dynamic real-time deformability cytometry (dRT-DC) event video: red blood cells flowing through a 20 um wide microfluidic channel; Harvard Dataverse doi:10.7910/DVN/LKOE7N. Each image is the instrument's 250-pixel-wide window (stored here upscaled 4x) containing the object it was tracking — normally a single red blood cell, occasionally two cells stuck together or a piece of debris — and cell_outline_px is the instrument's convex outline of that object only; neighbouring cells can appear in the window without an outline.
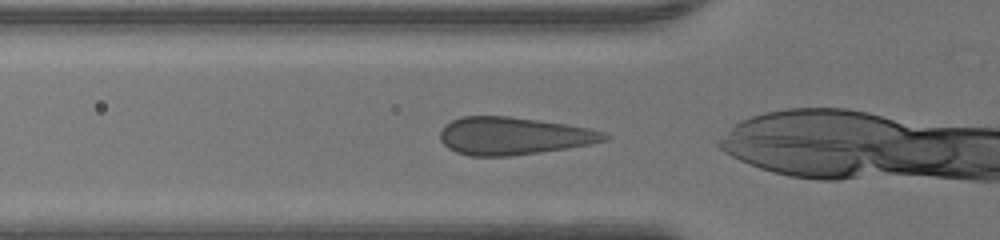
{"species": "human", "species_latin": "Homo sapiens", "temperature_condition": "warm", "stored_images_in_passage": 33, "camera_frame_rate_fps": 3000, "um_per_image_px": 0.085, "donor": {"sex": "male"}, "frame": {"image": 1, "passage_image": 2, "time_ms": 0.333, "image_size_px": [1000, 240], "cell_outline_px": [[612, 136], [608, 140], [592, 144], [508, 156], [472, 156], [456, 152], [448, 148], [440, 140], [440, 132], [444, 124], [452, 120], [464, 116], [508, 116], [564, 124], [588, 128], [604, 132]], "centroid_in_image_um": [43.63, 11.55], "position_along_channel_um": 82.2, "area_um2": 35.78}}
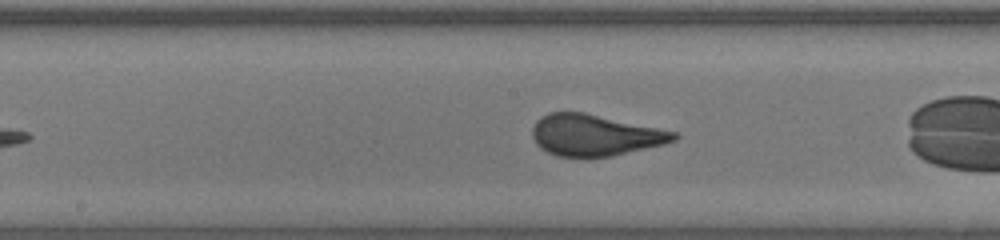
{"frame": {"image": 2, "passage_image": 10, "time_ms": 3.0, "image_size_px": [1000, 240], "cell_outline_px": [[680, 136], [676, 140], [664, 144], [612, 156], [556, 156], [540, 148], [536, 144], [532, 136], [532, 128], [536, 120], [540, 116], [548, 112], [584, 112], [676, 132]], "centroid_in_image_um": [50.54, 11.48], "position_along_channel_um": 197.7, "area_um2": 33.93}}
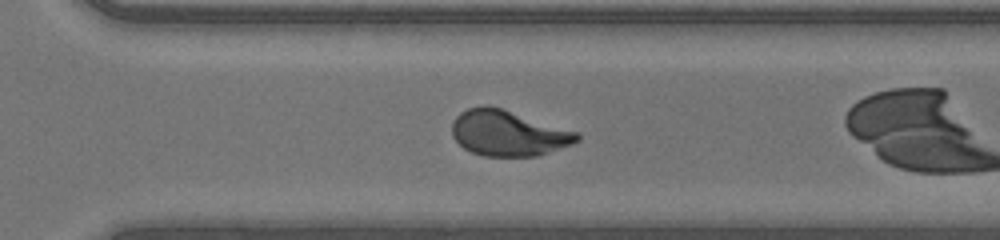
{"frame": {"image": 3, "passage_image": 19, "time_ms": 6.0, "image_size_px": [1000, 240], "cell_outline_px": [[580, 140], [572, 144], [536, 156], [484, 156], [472, 152], [464, 148], [452, 136], [452, 120], [460, 112], [468, 108], [484, 104], [488, 104], [576, 132], [580, 136]], "centroid_in_image_um": [43.14, 11.31], "position_along_channel_um": 327.5, "area_um2": 32.95}}